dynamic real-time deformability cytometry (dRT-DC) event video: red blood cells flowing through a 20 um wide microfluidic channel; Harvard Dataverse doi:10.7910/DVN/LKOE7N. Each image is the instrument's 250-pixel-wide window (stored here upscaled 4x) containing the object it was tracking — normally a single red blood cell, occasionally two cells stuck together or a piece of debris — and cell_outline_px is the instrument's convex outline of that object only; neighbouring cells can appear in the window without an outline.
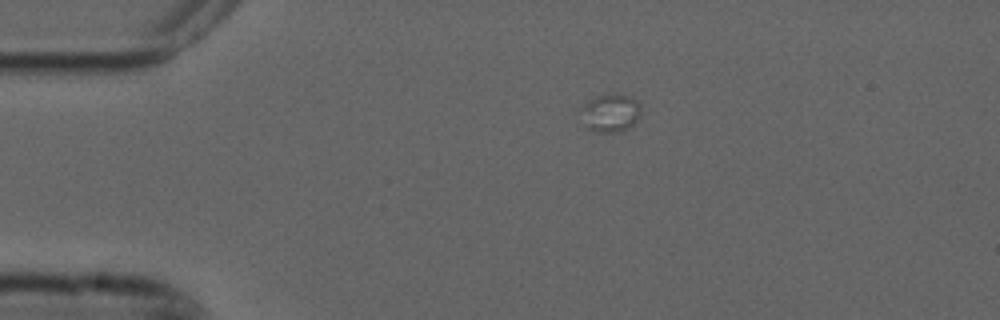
{"species": "common noctule bat (a hibernating species)", "species_latin": "Nyctalus noctula", "temperature_condition": "cold", "stored_images_in_passage": 4, "camera_frame_rate_fps": 3000, "um_per_image_px": 0.085, "animal": {"sex": "male", "forearm_length_mm": 52.5}, "frame": {"image": 1, "passage_image": 4, "time_ms": 1.0, "image_size_px": [1000, 320], "cell_outline_px": [[640, 112], [636, 120], [628, 128], [616, 132], [592, 132], [588, 128], [580, 108], [584, 104], [596, 96], [628, 96], [636, 100], [640, 104]], "centroid_in_image_um": [51.89, 9.63], "position_along_channel_um": 33.1, "area_um2": 12.72}}